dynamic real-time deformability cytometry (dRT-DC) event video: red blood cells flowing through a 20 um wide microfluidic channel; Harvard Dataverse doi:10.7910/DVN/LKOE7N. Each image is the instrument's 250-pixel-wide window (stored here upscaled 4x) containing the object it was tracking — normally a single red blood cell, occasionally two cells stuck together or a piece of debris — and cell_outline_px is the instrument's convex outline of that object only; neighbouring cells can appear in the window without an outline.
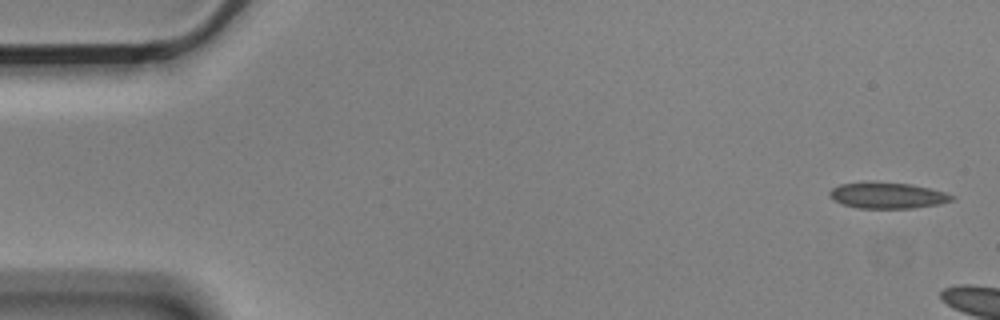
{"species": "Egyptian fruit bat (a non-hibernating species)", "species_latin": "Rousettus aegyptiacus", "temperature_condition": "cold", "stored_images_in_passage": 4, "segment_of_instrument_passage": [2, 2], "camera_frame_rate_fps": 3000, "um_per_image_px": 0.085, "animal": {"sex": "male"}, "frame": {"image": 1, "passage_image": 4, "time_ms": 1.0, "image_size_px": [1000, 320], "cell_outline_px": [[956, 200], [940, 204], [916, 208], [856, 208], [840, 204], [828, 196], [828, 192], [832, 188], [840, 184], [908, 184], [928, 188], [944, 192], [956, 196]], "centroid_in_image_um": [75.47, 16.66], "position_along_channel_um": 9.5, "area_um2": 18.09}}